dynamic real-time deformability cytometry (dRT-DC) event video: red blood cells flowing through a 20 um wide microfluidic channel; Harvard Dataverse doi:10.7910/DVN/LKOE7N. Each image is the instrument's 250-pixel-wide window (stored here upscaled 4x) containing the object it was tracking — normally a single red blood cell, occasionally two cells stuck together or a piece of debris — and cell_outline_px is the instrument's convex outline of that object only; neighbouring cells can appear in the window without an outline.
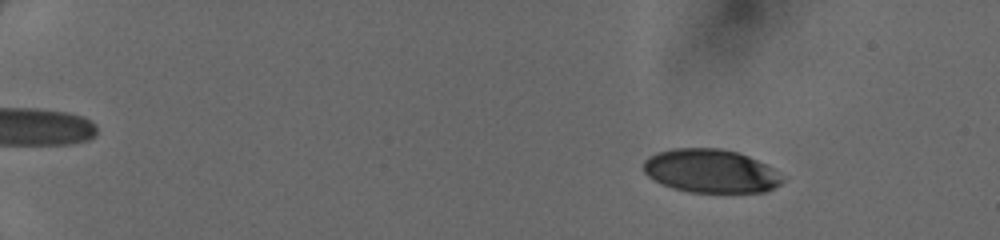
{"species": "human", "species_latin": "Homo sapiens", "temperature_condition": "cold", "stored_images_in_passage": 50, "camera_frame_rate_fps": 3000, "um_per_image_px": 0.085, "donor": {"sex": "female"}, "frame": {"image": 1, "passage_image": 8, "time_ms": 2.333, "image_size_px": [1000, 240], "cell_outline_px": [[784, 180], [780, 184], [764, 192], [692, 192], [672, 188], [660, 184], [648, 176], [644, 172], [644, 160], [648, 156], [656, 152], [672, 148], [720, 148], [736, 152], [748, 156], [772, 168]], "centroid_in_image_um": [60.35, 14.53], "position_along_channel_um": 24.6, "area_um2": 35.08}}
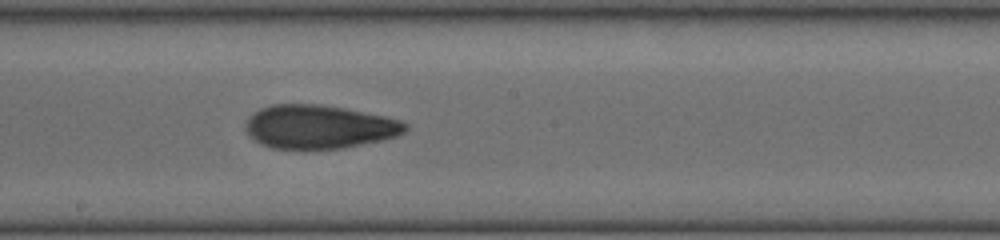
{"frame": {"image": 2, "passage_image": 31, "time_ms": 10.0, "image_size_px": [1000, 240], "cell_outline_px": [[408, 128], [400, 136], [344, 148], [272, 148], [260, 144], [248, 136], [244, 128], [244, 124], [248, 116], [260, 108], [272, 104], [320, 104], [344, 108], [388, 116], [400, 120], [408, 124]], "centroid_in_image_um": [27.11, 10.77], "position_along_channel_um": 221.1, "area_um2": 40.98}}
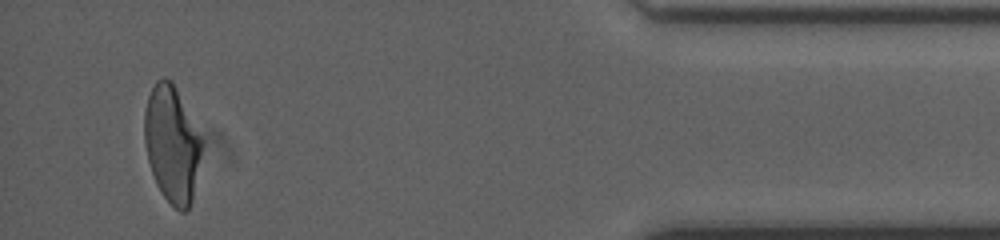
{"frame": {"image": 3, "passage_image": 48, "time_ms": 15.667, "image_size_px": [1000, 240], "cell_outline_px": [[204, 140], [192, 204], [184, 212], [180, 212], [160, 192], [156, 184], [148, 160], [144, 144], [144, 112], [148, 96], [156, 80], [172, 80]], "centroid_in_image_um": [14.63, 12.27], "position_along_channel_um": 420.6, "area_um2": 39.25}}